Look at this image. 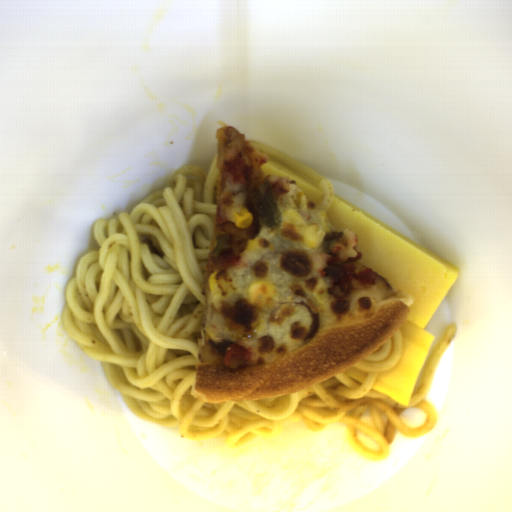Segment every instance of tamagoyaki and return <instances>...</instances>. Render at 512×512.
<instances>
[{
	"label": "tamagoyaki",
	"instance_id": "1",
	"mask_svg": "<svg viewBox=\"0 0 512 512\" xmlns=\"http://www.w3.org/2000/svg\"><path fill=\"white\" fill-rule=\"evenodd\" d=\"M330 232L351 231L362 258L389 285L412 298L400 326L403 341L396 366L378 374L371 388L410 405L435 336L428 324L459 276V269L337 195L326 213Z\"/></svg>",
	"mask_w": 512,
	"mask_h": 512
},
{
	"label": "tamagoyaki",
	"instance_id": "2",
	"mask_svg": "<svg viewBox=\"0 0 512 512\" xmlns=\"http://www.w3.org/2000/svg\"><path fill=\"white\" fill-rule=\"evenodd\" d=\"M262 174L263 177L266 175L287 177L289 185L296 186L304 192L308 209H313L317 212L325 193L311 180L268 157L267 163L263 166Z\"/></svg>",
	"mask_w": 512,
	"mask_h": 512
},
{
	"label": "tamagoyaki",
	"instance_id": "3",
	"mask_svg": "<svg viewBox=\"0 0 512 512\" xmlns=\"http://www.w3.org/2000/svg\"><path fill=\"white\" fill-rule=\"evenodd\" d=\"M341 372L347 374L348 376H350L351 378L355 379L356 381H358L361 384L366 380V378H367V376L369 374V373H366V372L360 370L359 368H357L353 364L350 365L349 367H347L346 369H344Z\"/></svg>",
	"mask_w": 512,
	"mask_h": 512
}]
</instances>
